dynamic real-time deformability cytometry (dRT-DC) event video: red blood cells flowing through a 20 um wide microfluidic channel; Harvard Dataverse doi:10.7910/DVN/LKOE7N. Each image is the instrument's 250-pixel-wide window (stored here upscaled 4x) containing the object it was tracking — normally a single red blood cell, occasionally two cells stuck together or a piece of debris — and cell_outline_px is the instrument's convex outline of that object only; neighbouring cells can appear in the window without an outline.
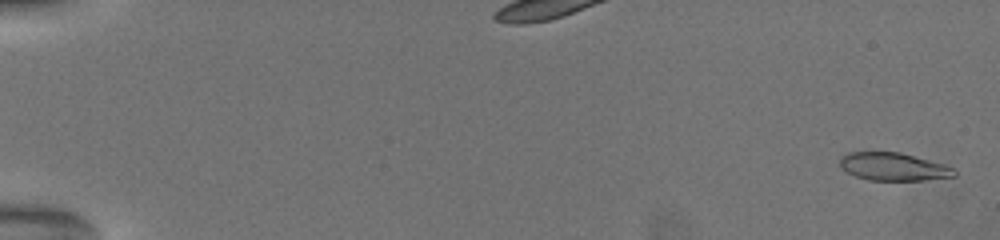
{"species": "common noctule bat (a hibernating species)", "species_latin": "Nyctalus noctula", "temperature_condition": "warm", "stored_images_in_passage": 54, "camera_frame_rate_fps": 3000, "um_per_image_px": 0.085, "animal": {"sex": "female", "body_mass_g": 19.5, "forearm_length_mm": 54.1}, "frame": {"image": 1, "passage_image": 2, "time_ms": 0.333, "image_size_px": [1000, 240], "cell_outline_px": [[956, 176], [920, 180], [868, 180], [856, 176], [840, 168], [840, 160], [848, 152], [900, 152], [948, 164], [956, 172]], "centroid_in_image_um": [75.97, 14.16], "position_along_channel_um": 9.0, "area_um2": 18.61}}
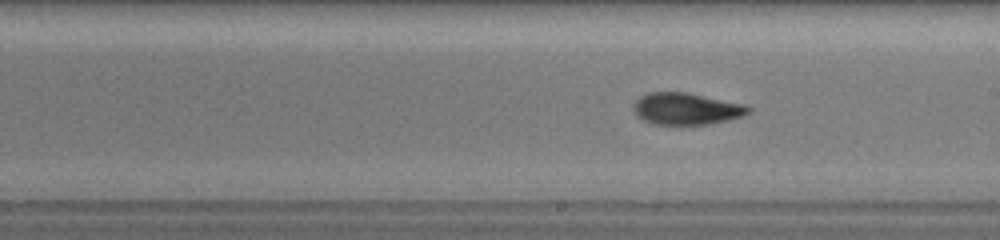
{"frame": {"image": 2, "passage_image": 31, "time_ms": 11.667, "image_size_px": [1000, 240], "cell_outline_px": [[752, 108], [744, 116], [728, 120], [708, 124], [652, 124], [636, 116], [632, 108], [636, 100], [640, 96], [648, 92], [684, 92], [740, 104]], "centroid_in_image_um": [58.27, 9.25], "position_along_channel_um": 230.7, "area_um2": 20.98}}
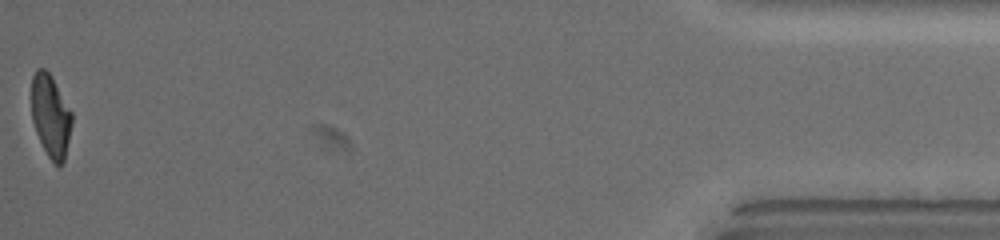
{"frame": {"image": 3, "passage_image": 54, "time_ms": 19.333, "image_size_px": [1000, 240], "cell_outline_px": [[72, 124], [64, 160], [60, 168], [48, 156], [36, 132], [32, 120], [32, 76], [36, 68], [44, 68], [52, 76], [72, 112]], "centroid_in_image_um": [4.31, 9.83], "position_along_channel_um": 430.9, "area_um2": 19.36}, "authors_computed_cell_mechanics": {"area_um2": 20.4034, "velocity_mm_per_s": 3.7037, "shape_relaxation_time_tau1_ms": 4.0379, "shape_relaxation_time_tau2_ms": 1.6052, "deformation_change_tau1": 0.1918, "deformation_change_tau2": 0.0836}}